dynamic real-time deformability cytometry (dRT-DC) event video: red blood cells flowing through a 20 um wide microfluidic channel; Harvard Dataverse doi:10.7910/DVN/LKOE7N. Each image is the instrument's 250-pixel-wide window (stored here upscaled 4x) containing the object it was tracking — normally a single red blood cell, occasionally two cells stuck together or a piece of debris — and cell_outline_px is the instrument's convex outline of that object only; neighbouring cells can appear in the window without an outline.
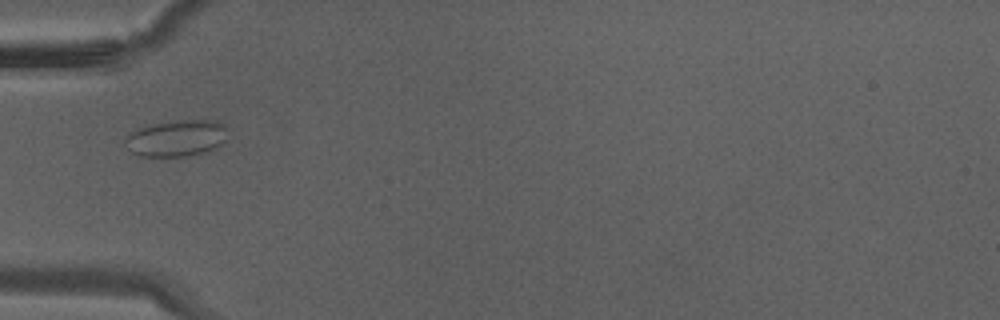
{"species": "Egyptian fruit bat (a non-hibernating species)", "species_latin": "Rousettus aegyptiacus", "temperature_condition": "warm", "stored_images_in_passage": 13, "camera_frame_rate_fps": 3000, "um_per_image_px": 0.085, "animal": {"sex": "male"}, "frame": {"image": 1, "passage_image": 1, "time_ms": 0.0, "image_size_px": [1000, 320], "cell_outline_px": [[232, 128], [224, 140], [216, 148], [196, 156], [144, 156], [132, 152], [124, 144], [124, 140], [132, 132], [140, 128], [152, 124], [184, 120], [220, 120]], "centroid_in_image_um": [15.12, 11.74], "position_along_channel_um": 69.9, "area_um2": 22.08}}